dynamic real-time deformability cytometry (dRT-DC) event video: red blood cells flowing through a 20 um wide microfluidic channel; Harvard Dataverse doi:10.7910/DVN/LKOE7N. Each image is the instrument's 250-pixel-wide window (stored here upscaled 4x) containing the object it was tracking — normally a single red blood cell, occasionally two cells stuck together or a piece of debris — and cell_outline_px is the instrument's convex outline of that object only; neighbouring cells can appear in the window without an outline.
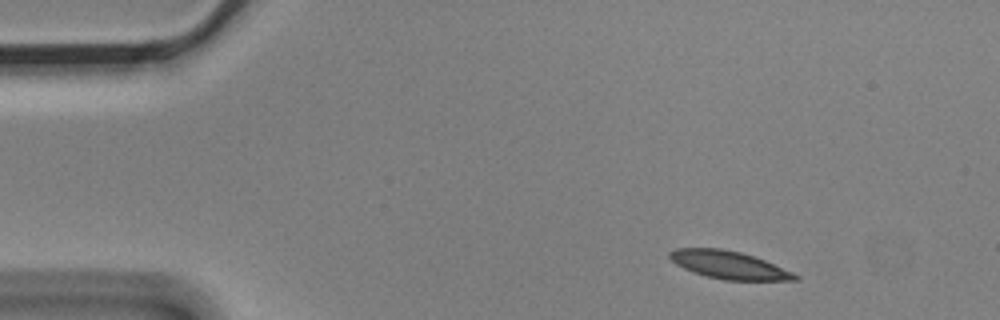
{"species": "Egyptian fruit bat (a non-hibernating species)", "species_latin": "Rousettus aegyptiacus", "temperature_condition": "cold", "stored_images_in_passage": 3, "camera_frame_rate_fps": 3000, "um_per_image_px": 0.085, "animal": {"sex": "male"}, "frame": {"image": 1, "passage_image": 1, "time_ms": 0.0, "image_size_px": [1000, 320], "cell_outline_px": [[800, 280], [724, 280], [704, 276], [692, 272], [676, 264], [668, 256], [668, 252], [676, 248], [720, 248], [740, 252], [764, 260], [792, 272], [800, 276]], "centroid_in_image_um": [61.92, 22.52], "position_along_channel_um": 23.1, "area_um2": 20.23}}